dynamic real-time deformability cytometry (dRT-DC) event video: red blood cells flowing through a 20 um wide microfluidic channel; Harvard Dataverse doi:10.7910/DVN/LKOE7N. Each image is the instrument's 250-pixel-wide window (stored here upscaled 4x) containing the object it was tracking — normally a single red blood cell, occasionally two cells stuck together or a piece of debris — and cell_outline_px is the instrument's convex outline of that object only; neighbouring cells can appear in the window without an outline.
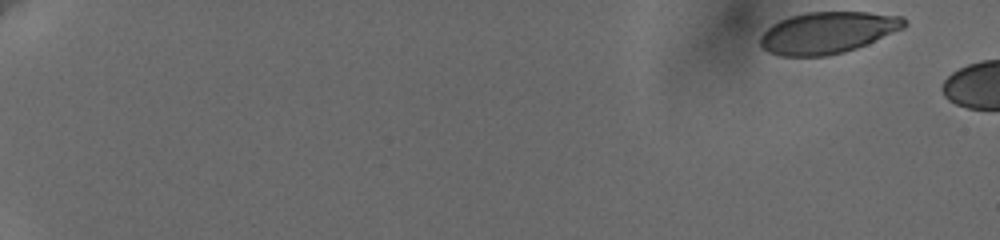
{"species": "human", "species_latin": "Homo sapiens", "temperature_condition": "cold", "stored_images_in_passage": 7, "camera_frame_rate_fps": 3000, "um_per_image_px": 0.085, "donor": {"sex": "female"}, "frame": {"image": 1, "passage_image": 1, "time_ms": 0.0, "image_size_px": [1000, 240], "cell_outline_px": [[908, 24], [904, 28], [868, 44], [844, 52], [824, 56], [780, 56], [768, 52], [760, 44], [760, 36], [772, 24], [780, 20], [792, 16], [808, 12], [868, 12], [904, 16], [908, 20]], "centroid_in_image_um": [70.39, 2.77], "position_along_channel_um": 14.6, "area_um2": 35.08}}